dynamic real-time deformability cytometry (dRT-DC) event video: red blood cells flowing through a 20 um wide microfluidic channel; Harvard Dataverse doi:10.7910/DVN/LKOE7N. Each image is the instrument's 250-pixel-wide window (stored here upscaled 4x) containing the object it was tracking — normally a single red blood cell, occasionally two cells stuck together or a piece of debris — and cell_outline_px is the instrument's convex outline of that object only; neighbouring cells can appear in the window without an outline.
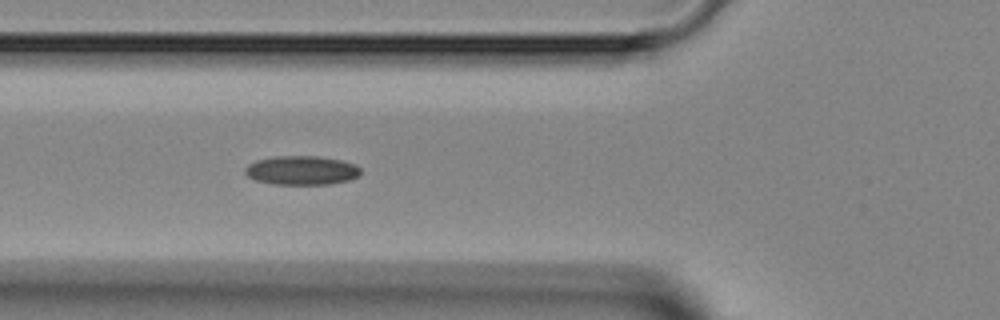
{"species": "Egyptian fruit bat (a non-hibernating species)", "species_latin": "Rousettus aegyptiacus", "temperature_condition": "room temperature", "stored_images_in_passage": 3, "camera_frame_rate_fps": 3000, "um_per_image_px": 0.085, "animal": {"sex": "female"}, "frame": {"image": 1, "passage_image": 3, "time_ms": 2.333, "image_size_px": [1000, 320], "cell_outline_px": [[360, 172], [356, 176], [348, 180], [328, 184], [272, 184], [256, 180], [248, 176], [244, 172], [244, 168], [248, 164], [256, 160], [276, 156], [316, 156], [340, 160], [356, 164], [360, 168]], "centroid_in_image_um": [25.6, 14.47], "position_along_channel_um": 100.2, "area_um2": 19.42}}